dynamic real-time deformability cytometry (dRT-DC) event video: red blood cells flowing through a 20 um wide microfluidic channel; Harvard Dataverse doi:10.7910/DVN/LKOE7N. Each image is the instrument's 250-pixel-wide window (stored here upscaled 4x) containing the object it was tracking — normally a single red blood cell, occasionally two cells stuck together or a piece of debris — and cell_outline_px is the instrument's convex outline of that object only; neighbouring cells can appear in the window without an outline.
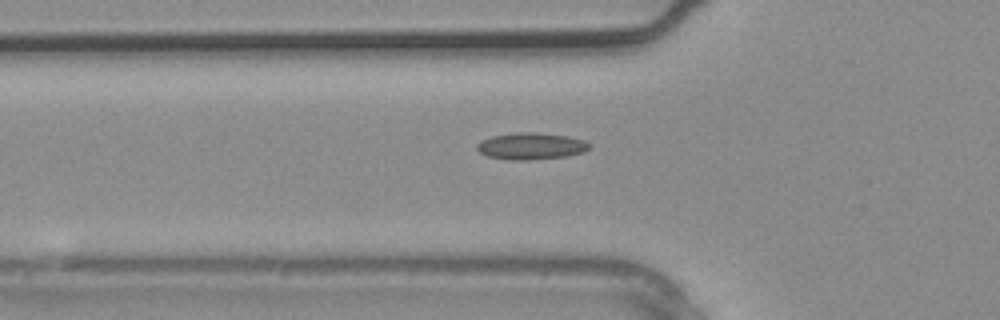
{"species": "common noctule bat (a hibernating species)", "species_latin": "Nyctalus noctula", "temperature_condition": "warm", "stored_images_in_passage": 4, "segment_of_instrument_passage": [1, 2], "camera_frame_rate_fps": 3000, "um_per_image_px": 0.085, "animal": {"sex": "male", "body_mass_g": 20.4}, "frame": {"image": 1, "passage_image": 3, "time_ms": 0.667, "image_size_px": [1000, 320], "cell_outline_px": [[592, 148], [584, 152], [568, 156], [528, 160], [512, 160], [488, 156], [480, 152], [476, 148], [476, 144], [480, 140], [492, 136], [516, 132], [536, 132], [568, 136], [584, 140], [592, 144]], "centroid_in_image_um": [45.18, 12.41], "position_along_channel_um": 80.6, "area_um2": 17.74}}